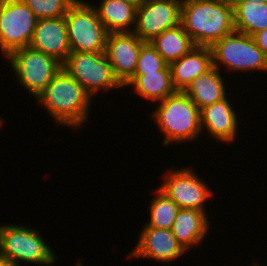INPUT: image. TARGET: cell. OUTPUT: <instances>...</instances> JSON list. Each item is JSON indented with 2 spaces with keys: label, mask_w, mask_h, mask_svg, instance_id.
Masks as SVG:
<instances>
[{
  "label": "cell",
  "mask_w": 267,
  "mask_h": 266,
  "mask_svg": "<svg viewBox=\"0 0 267 266\" xmlns=\"http://www.w3.org/2000/svg\"><path fill=\"white\" fill-rule=\"evenodd\" d=\"M35 100L55 124L78 131L89 119L93 98L62 67Z\"/></svg>",
  "instance_id": "obj_1"
},
{
  "label": "cell",
  "mask_w": 267,
  "mask_h": 266,
  "mask_svg": "<svg viewBox=\"0 0 267 266\" xmlns=\"http://www.w3.org/2000/svg\"><path fill=\"white\" fill-rule=\"evenodd\" d=\"M180 24L196 46L210 47L235 31L230 0H194L181 5Z\"/></svg>",
  "instance_id": "obj_2"
},
{
  "label": "cell",
  "mask_w": 267,
  "mask_h": 266,
  "mask_svg": "<svg viewBox=\"0 0 267 266\" xmlns=\"http://www.w3.org/2000/svg\"><path fill=\"white\" fill-rule=\"evenodd\" d=\"M157 105L151 117L163 135L164 147L199 138L202 133L200 109L184 91H175Z\"/></svg>",
  "instance_id": "obj_3"
},
{
  "label": "cell",
  "mask_w": 267,
  "mask_h": 266,
  "mask_svg": "<svg viewBox=\"0 0 267 266\" xmlns=\"http://www.w3.org/2000/svg\"><path fill=\"white\" fill-rule=\"evenodd\" d=\"M39 230L22 224H0V257L15 266L29 264L53 266L58 259ZM23 261V262H22Z\"/></svg>",
  "instance_id": "obj_4"
},
{
  "label": "cell",
  "mask_w": 267,
  "mask_h": 266,
  "mask_svg": "<svg viewBox=\"0 0 267 266\" xmlns=\"http://www.w3.org/2000/svg\"><path fill=\"white\" fill-rule=\"evenodd\" d=\"M212 65L221 70L236 72H267V57L252 36L233 31L210 46ZM223 64V65H222Z\"/></svg>",
  "instance_id": "obj_5"
},
{
  "label": "cell",
  "mask_w": 267,
  "mask_h": 266,
  "mask_svg": "<svg viewBox=\"0 0 267 266\" xmlns=\"http://www.w3.org/2000/svg\"><path fill=\"white\" fill-rule=\"evenodd\" d=\"M71 52H105L108 31L92 3L76 0L65 15Z\"/></svg>",
  "instance_id": "obj_6"
},
{
  "label": "cell",
  "mask_w": 267,
  "mask_h": 266,
  "mask_svg": "<svg viewBox=\"0 0 267 266\" xmlns=\"http://www.w3.org/2000/svg\"><path fill=\"white\" fill-rule=\"evenodd\" d=\"M62 67L92 98L98 91L124 87L114 75L105 52H70Z\"/></svg>",
  "instance_id": "obj_7"
},
{
  "label": "cell",
  "mask_w": 267,
  "mask_h": 266,
  "mask_svg": "<svg viewBox=\"0 0 267 266\" xmlns=\"http://www.w3.org/2000/svg\"><path fill=\"white\" fill-rule=\"evenodd\" d=\"M5 59L9 60L18 84L35 99L62 68L55 58L30 46L13 51Z\"/></svg>",
  "instance_id": "obj_8"
},
{
  "label": "cell",
  "mask_w": 267,
  "mask_h": 266,
  "mask_svg": "<svg viewBox=\"0 0 267 266\" xmlns=\"http://www.w3.org/2000/svg\"><path fill=\"white\" fill-rule=\"evenodd\" d=\"M36 23L37 17L22 0H0V52L4 59L30 45Z\"/></svg>",
  "instance_id": "obj_9"
},
{
  "label": "cell",
  "mask_w": 267,
  "mask_h": 266,
  "mask_svg": "<svg viewBox=\"0 0 267 266\" xmlns=\"http://www.w3.org/2000/svg\"><path fill=\"white\" fill-rule=\"evenodd\" d=\"M186 167H171L164 173L162 185L158 189L180 208L205 211L206 202L213 198L214 192L192 166Z\"/></svg>",
  "instance_id": "obj_10"
},
{
  "label": "cell",
  "mask_w": 267,
  "mask_h": 266,
  "mask_svg": "<svg viewBox=\"0 0 267 266\" xmlns=\"http://www.w3.org/2000/svg\"><path fill=\"white\" fill-rule=\"evenodd\" d=\"M181 3L178 0H145L136 10L133 32L150 42L167 29L180 24Z\"/></svg>",
  "instance_id": "obj_11"
},
{
  "label": "cell",
  "mask_w": 267,
  "mask_h": 266,
  "mask_svg": "<svg viewBox=\"0 0 267 266\" xmlns=\"http://www.w3.org/2000/svg\"><path fill=\"white\" fill-rule=\"evenodd\" d=\"M143 43L134 32L108 33L105 54L122 85L134 75Z\"/></svg>",
  "instance_id": "obj_12"
},
{
  "label": "cell",
  "mask_w": 267,
  "mask_h": 266,
  "mask_svg": "<svg viewBox=\"0 0 267 266\" xmlns=\"http://www.w3.org/2000/svg\"><path fill=\"white\" fill-rule=\"evenodd\" d=\"M140 232L137 245L129 253L128 257L131 259L141 257L160 263H171L187 253L171 230L143 228Z\"/></svg>",
  "instance_id": "obj_13"
},
{
  "label": "cell",
  "mask_w": 267,
  "mask_h": 266,
  "mask_svg": "<svg viewBox=\"0 0 267 266\" xmlns=\"http://www.w3.org/2000/svg\"><path fill=\"white\" fill-rule=\"evenodd\" d=\"M29 46L50 55L63 64L71 52L65 16L37 19Z\"/></svg>",
  "instance_id": "obj_14"
},
{
  "label": "cell",
  "mask_w": 267,
  "mask_h": 266,
  "mask_svg": "<svg viewBox=\"0 0 267 266\" xmlns=\"http://www.w3.org/2000/svg\"><path fill=\"white\" fill-rule=\"evenodd\" d=\"M201 132L206 131L214 140L233 143L238 137L239 119L228 96L200 110Z\"/></svg>",
  "instance_id": "obj_15"
},
{
  "label": "cell",
  "mask_w": 267,
  "mask_h": 266,
  "mask_svg": "<svg viewBox=\"0 0 267 266\" xmlns=\"http://www.w3.org/2000/svg\"><path fill=\"white\" fill-rule=\"evenodd\" d=\"M169 67L174 89L185 91L196 77L213 67L211 49L208 46H195L183 57L170 63Z\"/></svg>",
  "instance_id": "obj_16"
},
{
  "label": "cell",
  "mask_w": 267,
  "mask_h": 266,
  "mask_svg": "<svg viewBox=\"0 0 267 266\" xmlns=\"http://www.w3.org/2000/svg\"><path fill=\"white\" fill-rule=\"evenodd\" d=\"M206 211L180 208L171 227L180 245L188 249L199 246L210 230V220Z\"/></svg>",
  "instance_id": "obj_17"
},
{
  "label": "cell",
  "mask_w": 267,
  "mask_h": 266,
  "mask_svg": "<svg viewBox=\"0 0 267 266\" xmlns=\"http://www.w3.org/2000/svg\"><path fill=\"white\" fill-rule=\"evenodd\" d=\"M123 86H132L139 97L155 104L176 91L172 85L169 64L157 72L134 74Z\"/></svg>",
  "instance_id": "obj_18"
},
{
  "label": "cell",
  "mask_w": 267,
  "mask_h": 266,
  "mask_svg": "<svg viewBox=\"0 0 267 266\" xmlns=\"http://www.w3.org/2000/svg\"><path fill=\"white\" fill-rule=\"evenodd\" d=\"M221 71L212 67L205 74L196 77L185 89L187 96L201 110L202 108L221 101L228 96L227 86Z\"/></svg>",
  "instance_id": "obj_19"
},
{
  "label": "cell",
  "mask_w": 267,
  "mask_h": 266,
  "mask_svg": "<svg viewBox=\"0 0 267 266\" xmlns=\"http://www.w3.org/2000/svg\"><path fill=\"white\" fill-rule=\"evenodd\" d=\"M92 5L108 33L133 32L137 6L125 0H100Z\"/></svg>",
  "instance_id": "obj_20"
},
{
  "label": "cell",
  "mask_w": 267,
  "mask_h": 266,
  "mask_svg": "<svg viewBox=\"0 0 267 266\" xmlns=\"http://www.w3.org/2000/svg\"><path fill=\"white\" fill-rule=\"evenodd\" d=\"M150 43L167 64L180 59L196 46L181 24L165 30Z\"/></svg>",
  "instance_id": "obj_21"
},
{
  "label": "cell",
  "mask_w": 267,
  "mask_h": 266,
  "mask_svg": "<svg viewBox=\"0 0 267 266\" xmlns=\"http://www.w3.org/2000/svg\"><path fill=\"white\" fill-rule=\"evenodd\" d=\"M234 7L235 30L253 36L267 29V4L248 1L230 2Z\"/></svg>",
  "instance_id": "obj_22"
},
{
  "label": "cell",
  "mask_w": 267,
  "mask_h": 266,
  "mask_svg": "<svg viewBox=\"0 0 267 266\" xmlns=\"http://www.w3.org/2000/svg\"><path fill=\"white\" fill-rule=\"evenodd\" d=\"M155 197L149 203V221L143 228H158L171 230L180 207L168 198L157 187Z\"/></svg>",
  "instance_id": "obj_23"
},
{
  "label": "cell",
  "mask_w": 267,
  "mask_h": 266,
  "mask_svg": "<svg viewBox=\"0 0 267 266\" xmlns=\"http://www.w3.org/2000/svg\"><path fill=\"white\" fill-rule=\"evenodd\" d=\"M37 19L63 17L76 0H22Z\"/></svg>",
  "instance_id": "obj_24"
},
{
  "label": "cell",
  "mask_w": 267,
  "mask_h": 266,
  "mask_svg": "<svg viewBox=\"0 0 267 266\" xmlns=\"http://www.w3.org/2000/svg\"><path fill=\"white\" fill-rule=\"evenodd\" d=\"M167 63L150 42L141 45L134 74H146L161 70Z\"/></svg>",
  "instance_id": "obj_25"
},
{
  "label": "cell",
  "mask_w": 267,
  "mask_h": 266,
  "mask_svg": "<svg viewBox=\"0 0 267 266\" xmlns=\"http://www.w3.org/2000/svg\"><path fill=\"white\" fill-rule=\"evenodd\" d=\"M252 37L255 40L256 45L263 51V53L267 57V29L259 31Z\"/></svg>",
  "instance_id": "obj_26"
},
{
  "label": "cell",
  "mask_w": 267,
  "mask_h": 266,
  "mask_svg": "<svg viewBox=\"0 0 267 266\" xmlns=\"http://www.w3.org/2000/svg\"><path fill=\"white\" fill-rule=\"evenodd\" d=\"M0 266H15V265L11 264L9 261H7L4 258L0 257Z\"/></svg>",
  "instance_id": "obj_27"
},
{
  "label": "cell",
  "mask_w": 267,
  "mask_h": 266,
  "mask_svg": "<svg viewBox=\"0 0 267 266\" xmlns=\"http://www.w3.org/2000/svg\"><path fill=\"white\" fill-rule=\"evenodd\" d=\"M125 1H128L130 3H132L133 5L135 6H140L145 0H125Z\"/></svg>",
  "instance_id": "obj_28"
},
{
  "label": "cell",
  "mask_w": 267,
  "mask_h": 266,
  "mask_svg": "<svg viewBox=\"0 0 267 266\" xmlns=\"http://www.w3.org/2000/svg\"><path fill=\"white\" fill-rule=\"evenodd\" d=\"M248 1H256V2H261V3L267 4V0H230V2H248Z\"/></svg>",
  "instance_id": "obj_29"
},
{
  "label": "cell",
  "mask_w": 267,
  "mask_h": 266,
  "mask_svg": "<svg viewBox=\"0 0 267 266\" xmlns=\"http://www.w3.org/2000/svg\"><path fill=\"white\" fill-rule=\"evenodd\" d=\"M181 4H184L186 2H189V1H194V0H178Z\"/></svg>",
  "instance_id": "obj_30"
},
{
  "label": "cell",
  "mask_w": 267,
  "mask_h": 266,
  "mask_svg": "<svg viewBox=\"0 0 267 266\" xmlns=\"http://www.w3.org/2000/svg\"><path fill=\"white\" fill-rule=\"evenodd\" d=\"M75 266H83V265H82V262L79 260V261L76 263Z\"/></svg>",
  "instance_id": "obj_31"
},
{
  "label": "cell",
  "mask_w": 267,
  "mask_h": 266,
  "mask_svg": "<svg viewBox=\"0 0 267 266\" xmlns=\"http://www.w3.org/2000/svg\"><path fill=\"white\" fill-rule=\"evenodd\" d=\"M2 123H4V120H3V118L1 119V117H0V127L2 126Z\"/></svg>",
  "instance_id": "obj_32"
},
{
  "label": "cell",
  "mask_w": 267,
  "mask_h": 266,
  "mask_svg": "<svg viewBox=\"0 0 267 266\" xmlns=\"http://www.w3.org/2000/svg\"><path fill=\"white\" fill-rule=\"evenodd\" d=\"M253 266H262V265H259L257 262L253 264Z\"/></svg>",
  "instance_id": "obj_33"
}]
</instances>
